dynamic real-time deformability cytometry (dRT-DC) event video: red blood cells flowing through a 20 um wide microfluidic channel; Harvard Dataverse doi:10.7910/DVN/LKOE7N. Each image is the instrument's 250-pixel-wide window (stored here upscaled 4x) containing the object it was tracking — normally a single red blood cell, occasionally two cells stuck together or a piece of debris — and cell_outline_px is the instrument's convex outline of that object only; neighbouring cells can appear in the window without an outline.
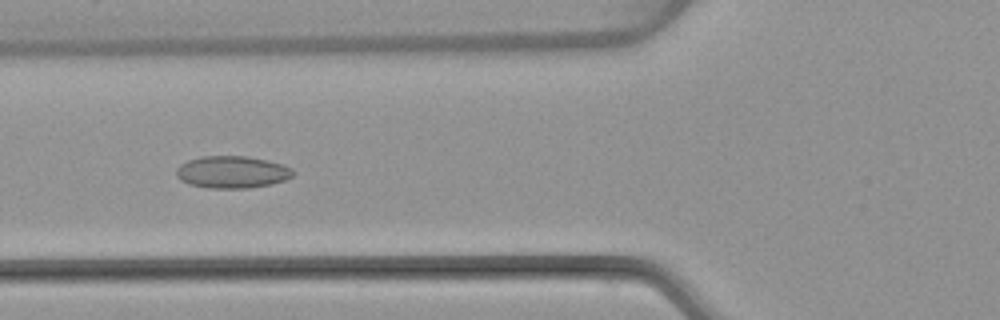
{"species": "common noctule bat (a hibernating species)", "species_latin": "Nyctalus noctula", "temperature_condition": "warm", "stored_images_in_passage": 54, "camera_frame_rate_fps": 3000, "um_per_image_px": 0.085, "animal": {"sex": "female", "body_mass_g": 22.7, "forearm_length_mm": 54.2}, "frame": {"image": 1, "passage_image": 21, "time_ms": 6.667, "image_size_px": [1000, 320], "cell_outline_px": [[296, 172], [292, 176], [284, 180], [272, 184], [248, 188], [208, 188], [188, 184], [180, 180], [176, 176], [176, 168], [180, 164], [188, 160], [200, 156], [248, 156], [268, 160], [292, 168]], "centroid_in_image_um": [19.71, 14.62], "position_along_channel_um": 106.1, "area_um2": 22.08}}
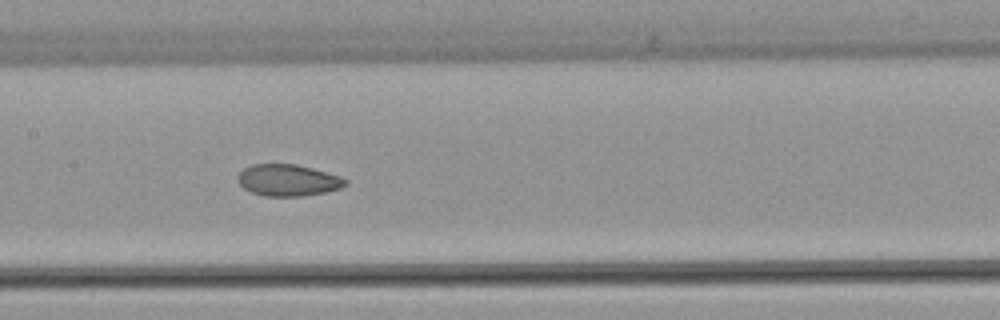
{"frame": {"image": 2, "passage_image": 27, "time_ms": 8.667, "image_size_px": [1000, 320], "cell_outline_px": [[348, 184], [340, 188], [324, 192], [304, 196], [264, 196], [252, 192], [244, 188], [236, 180], [236, 176], [244, 168], [252, 164], [296, 164], [312, 168], [340, 176], [348, 180]], "centroid_in_image_um": [24.47, 15.31], "position_along_channel_um": 182.9, "area_um2": 19.88}}
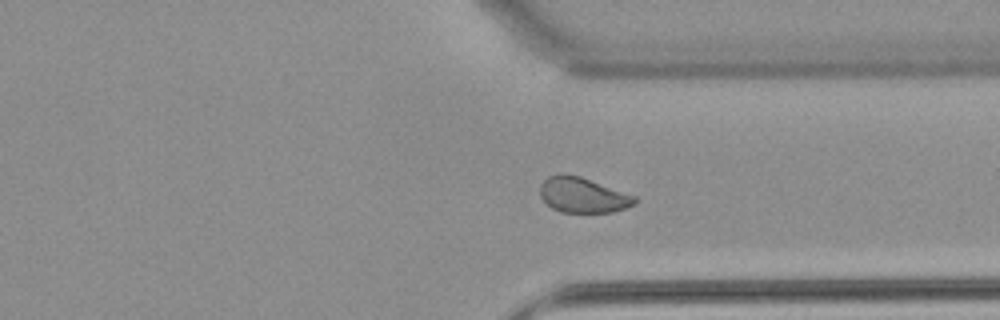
{"frame": {"image": 3, "passage_image": 41, "time_ms": 13.333, "image_size_px": [1000, 320], "cell_outline_px": [[636, 204], [612, 212], [560, 212], [552, 208], [540, 196], [540, 184], [548, 176], [556, 172], [564, 172], [580, 176], [636, 196]], "centroid_in_image_um": [49.51, 16.55], "position_along_channel_um": 361.9, "area_um2": 19.59}, "authors_computed_cell_mechanics": {"area_um2": 20.7791, "velocity_mm_per_s": 3.8319, "shape_relaxation_time_tau1_ms": null, "shape_relaxation_time_tau2_ms": 2.1463, "deformation_change_tau1": null, "deformation_change_tau2": 0.0549}}